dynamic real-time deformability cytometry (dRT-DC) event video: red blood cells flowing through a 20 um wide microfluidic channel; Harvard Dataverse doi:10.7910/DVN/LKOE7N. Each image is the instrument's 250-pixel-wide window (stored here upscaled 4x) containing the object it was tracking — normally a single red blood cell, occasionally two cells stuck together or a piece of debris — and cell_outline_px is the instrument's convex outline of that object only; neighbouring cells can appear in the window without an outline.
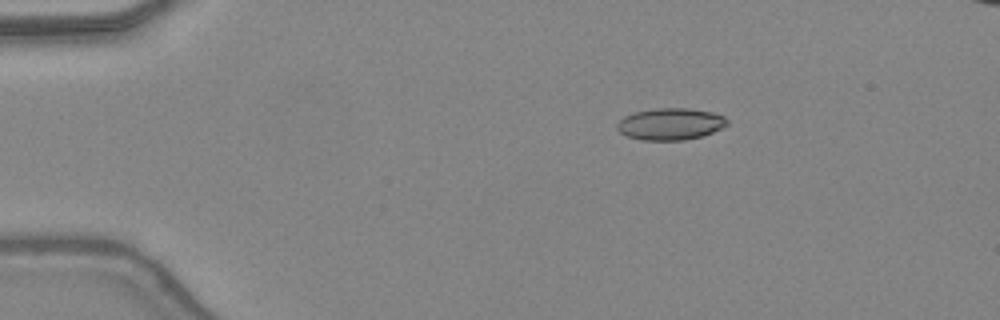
{"species": "common noctule bat (a hibernating species)", "species_latin": "Nyctalus noctula", "temperature_condition": "warm", "stored_images_in_passage": 40, "camera_frame_rate_fps": 3000, "um_per_image_px": 0.085, "animal": {"sex": "female", "body_mass_g": 24.6, "forearm_length_mm": 56.2}, "frame": {"image": 1, "passage_image": 1, "time_ms": 0.0, "image_size_px": [1000, 320], "cell_outline_px": [[728, 124], [712, 132], [700, 136], [684, 140], [640, 140], [628, 136], [620, 132], [616, 128], [616, 124], [624, 116], [632, 112], [656, 108], [688, 108], [712, 112], [724, 116], [728, 120]], "centroid_in_image_um": [56.95, 10.53], "position_along_channel_um": 28.0, "area_um2": 20.4}}
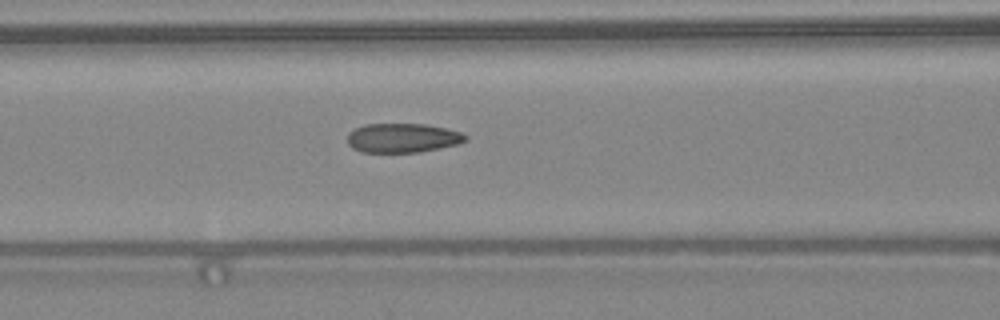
{"frame": {"image": 2, "passage_image": 13, "time_ms": 4.0, "image_size_px": [1000, 320], "cell_outline_px": [[468, 140], [456, 144], [420, 152], [360, 152], [352, 148], [348, 144], [348, 132], [364, 124], [424, 124], [448, 128], [460, 132], [468, 136]], "centroid_in_image_um": [34.21, 11.72], "position_along_channel_um": 132.4, "area_um2": 20.17}}
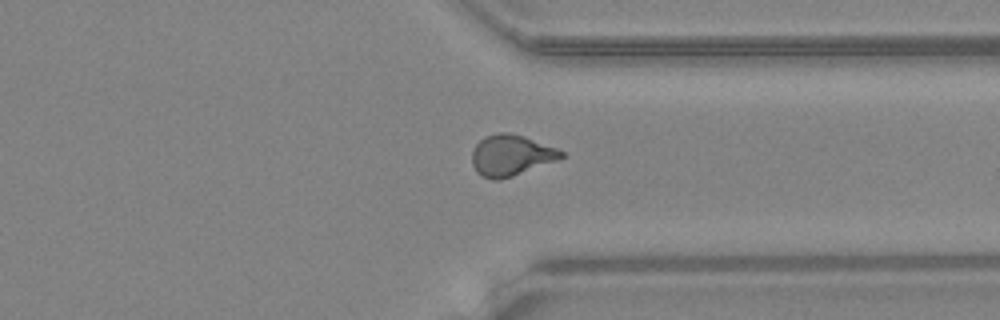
{"frame": {"image": 3, "passage_image": 29, "time_ms": 9.333, "image_size_px": [1000, 320], "cell_outline_px": [[564, 156], [556, 160], [512, 176], [500, 180], [492, 180], [480, 176], [476, 172], [472, 164], [472, 152], [476, 144], [484, 136], [496, 132], [508, 132], [524, 136], [556, 148], [564, 152]], "centroid_in_image_um": [43.38, 13.2], "position_along_channel_um": 368.0, "area_um2": 21.27}, "authors_computed_cell_mechanics": {"area_um2": 20.6346, "velocity_mm_per_s": 4.4244, "shape_relaxation_time_tau1_ms": 10.5558, "shape_relaxation_time_tau2_ms": 0.921, "deformation_change_tau1": 0.2875, "deformation_change_tau2": 0.0802}}